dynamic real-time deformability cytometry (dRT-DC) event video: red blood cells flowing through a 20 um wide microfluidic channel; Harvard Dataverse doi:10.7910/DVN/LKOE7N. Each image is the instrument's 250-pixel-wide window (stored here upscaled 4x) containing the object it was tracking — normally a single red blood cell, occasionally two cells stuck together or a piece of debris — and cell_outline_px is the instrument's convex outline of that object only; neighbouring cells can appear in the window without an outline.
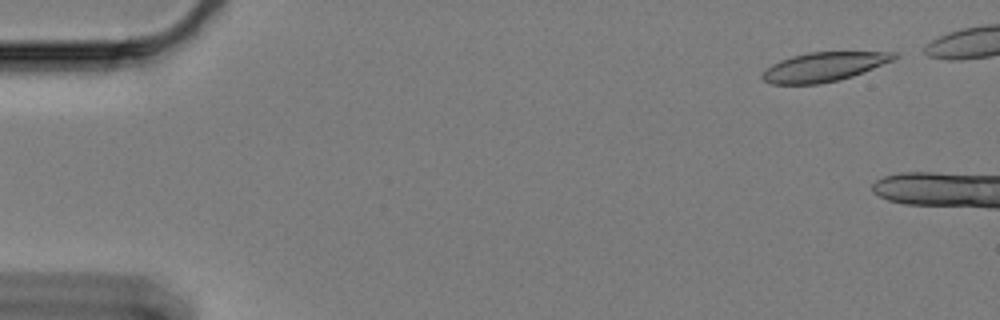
{"species": "Egyptian fruit bat (a non-hibernating species)", "species_latin": "Rousettus aegyptiacus", "temperature_condition": "cold", "stored_images_in_passage": 15, "camera_frame_rate_fps": 3000, "um_per_image_px": 0.085, "animal": {"sex": "female"}, "frame": {"image": 1, "passage_image": 3, "time_ms": 0.667, "image_size_px": [1000, 320], "cell_outline_px": [[900, 56], [892, 60], [852, 76], [840, 80], [816, 84], [772, 84], [764, 80], [760, 76], [772, 64], [780, 60], [792, 56], [808, 52], [896, 52]], "centroid_in_image_um": [70.01, 5.68], "position_along_channel_um": 15.0, "area_um2": 22.14}}